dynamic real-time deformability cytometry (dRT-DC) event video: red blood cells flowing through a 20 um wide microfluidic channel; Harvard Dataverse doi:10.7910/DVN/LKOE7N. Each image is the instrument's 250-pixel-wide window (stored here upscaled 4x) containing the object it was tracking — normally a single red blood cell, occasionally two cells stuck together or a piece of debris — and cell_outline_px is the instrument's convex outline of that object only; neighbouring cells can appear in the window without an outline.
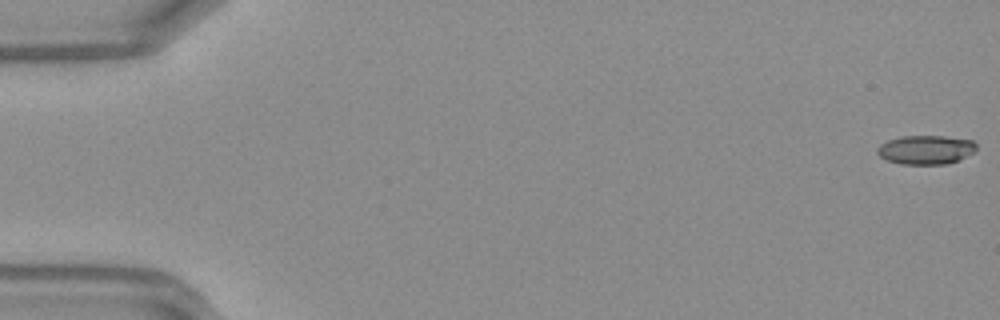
{"species": "Egyptian fruit bat (a non-hibernating species)", "species_latin": "Rousettus aegyptiacus", "temperature_condition": "warm", "stored_images_in_passage": 48, "camera_frame_rate_fps": 3000, "um_per_image_px": 0.085, "frame": {"image": 1, "passage_image": 1, "time_ms": 0.0, "image_size_px": [1000, 320], "cell_outline_px": [[976, 148], [972, 152], [948, 164], [900, 164], [888, 160], [880, 156], [876, 152], [876, 148], [880, 144], [888, 140], [900, 136], [944, 136], [972, 140], [976, 144]], "centroid_in_image_um": [78.64, 12.72], "position_along_channel_um": 6.4, "area_um2": 16.59}}
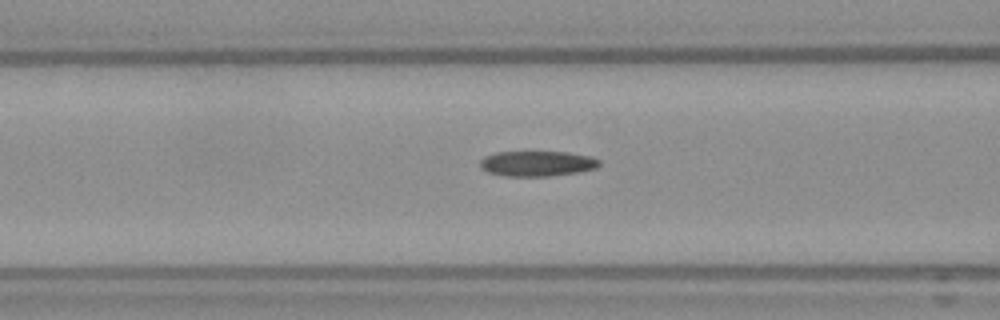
{"frame": {"image": 2, "passage_image": 20, "time_ms": 6.333, "image_size_px": [1000, 320], "cell_outline_px": [[600, 164], [596, 168], [580, 172], [552, 176], [508, 176], [488, 172], [480, 168], [480, 160], [484, 156], [496, 152], [568, 152], [588, 156], [600, 160]], "centroid_in_image_um": [45.65, 13.9], "position_along_channel_um": 120.9, "area_um2": 17.63}}
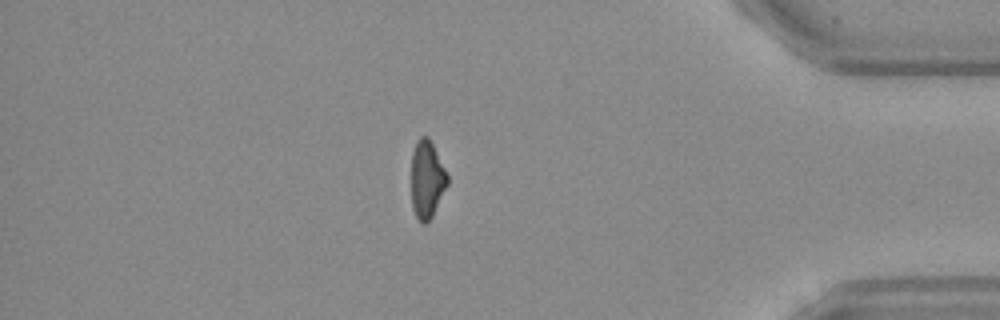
{"frame": {"image": 3, "passage_image": 42, "time_ms": 13.667, "image_size_px": [1000, 320], "cell_outline_px": [[448, 184], [432, 216], [424, 224], [416, 216], [412, 208], [412, 152], [416, 140], [420, 136], [428, 136], [448, 176]], "centroid_in_image_um": [36.28, 15.23], "position_along_channel_um": 398.9, "area_um2": 16.07}, "authors_computed_cell_mechanics": {"area_um2": 17.5423, "velocity_mm_per_s": 4.2622, "shape_relaxation_time_tau1_ms": null, "shape_relaxation_time_tau2_ms": 3.6792, "deformation_change_tau1": null, "deformation_change_tau2": 0.1247}}